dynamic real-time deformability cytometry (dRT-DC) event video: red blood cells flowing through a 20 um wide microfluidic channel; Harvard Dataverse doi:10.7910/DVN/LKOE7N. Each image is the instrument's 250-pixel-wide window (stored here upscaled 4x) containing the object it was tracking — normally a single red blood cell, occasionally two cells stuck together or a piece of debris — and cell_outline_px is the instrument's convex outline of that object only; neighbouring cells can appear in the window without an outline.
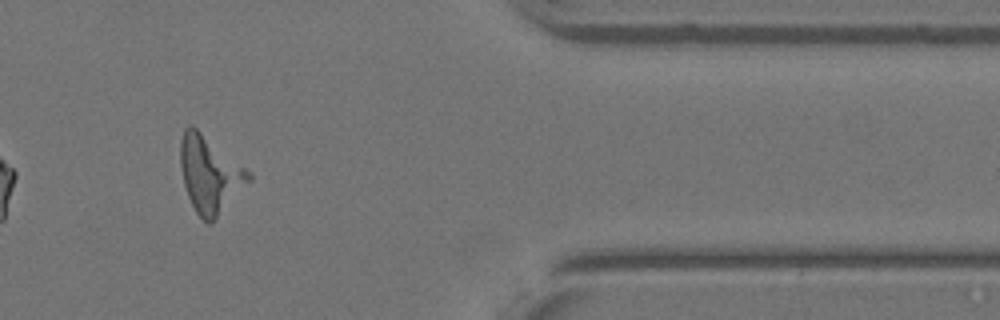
{"species": "Egyptian fruit bat (a non-hibernating species)", "species_latin": "Rousettus aegyptiacus", "temperature_condition": "warm", "stored_images_in_passage": 27, "camera_frame_rate_fps": 3000, "um_per_image_px": 0.085, "animal": {"sex": "female"}, "frame": {"image": 1, "passage_image": 23, "time_ms": 7.333, "image_size_px": [1000, 320], "cell_outline_px": [[252, 180], [216, 220], [212, 224], [208, 224], [196, 212], [188, 196], [184, 184], [180, 164], [180, 140], [184, 128], [188, 124], [192, 124], [244, 168], [252, 176]], "centroid_in_image_um": [17.82, 14.84], "position_along_channel_um": 393.6, "area_um2": 30.23}}